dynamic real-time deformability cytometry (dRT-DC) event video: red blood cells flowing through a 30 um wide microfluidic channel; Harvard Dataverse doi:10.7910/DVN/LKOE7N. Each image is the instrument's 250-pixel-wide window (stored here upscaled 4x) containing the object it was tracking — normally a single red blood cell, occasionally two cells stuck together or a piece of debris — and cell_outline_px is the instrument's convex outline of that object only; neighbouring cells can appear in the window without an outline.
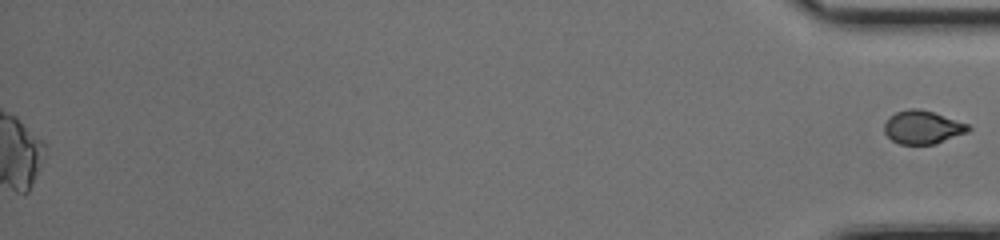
{"species": "common noctule bat (a hibernating species)", "species_latin": "Nyctalus noctula", "temperature_condition": "cold", "stored_images_in_passage": 52, "segment_of_instrument_passage": [2, 2], "camera_frame_rate_fps": 3000, "um_per_image_px": 0.085, "animal": {"sex": "female", "body_mass_g": 17.0, "forearm_length_mm": 48.0}, "frame": {"image": 1, "passage_image": 52, "time_ms": 17.0, "image_size_px": [1000, 240], "cell_outline_px": [[972, 128], [968, 132], [936, 144], [900, 144], [892, 140], [884, 132], [884, 124], [896, 112], [908, 108], [920, 108], [968, 124]], "centroid_in_image_um": [78.44, 10.82], "position_along_channel_um": 356.8, "area_um2": 16.18}}